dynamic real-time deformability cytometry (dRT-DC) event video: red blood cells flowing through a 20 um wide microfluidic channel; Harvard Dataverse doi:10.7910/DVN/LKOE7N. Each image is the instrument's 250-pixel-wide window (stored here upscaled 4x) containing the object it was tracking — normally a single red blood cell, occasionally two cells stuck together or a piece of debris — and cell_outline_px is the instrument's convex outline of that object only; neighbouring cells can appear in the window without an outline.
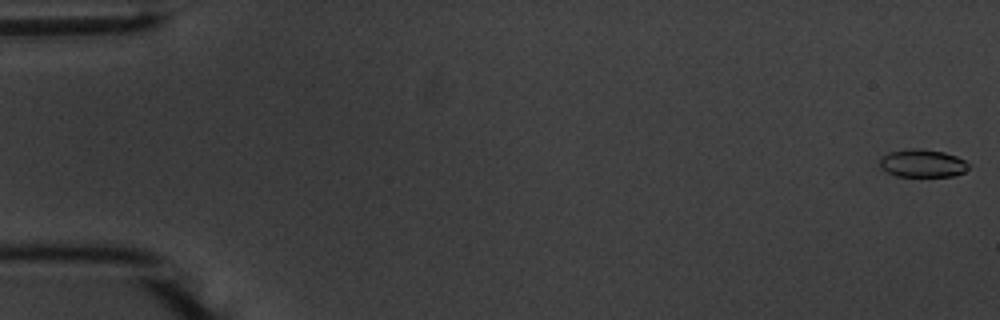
{"species": "common noctule bat (a hibernating species)", "species_latin": "Nyctalus noctula", "temperature_condition": "warm", "stored_images_in_passage": 55, "camera_frame_rate_fps": 3000, "um_per_image_px": 0.085, "animal": {"sex": "male", "body_mass_g": 20.1, "forearm_length_mm": 53.5}, "frame": {"image": 1, "passage_image": 1, "time_ms": 0.0, "image_size_px": [1000, 320], "cell_outline_px": [[968, 168], [964, 172], [956, 176], [896, 176], [880, 168], [880, 156], [888, 152], [908, 148], [920, 148], [944, 152], [956, 156], [964, 160], [968, 164]], "centroid_in_image_um": [78.38, 13.87], "position_along_channel_um": 6.6, "area_um2": 14.57}}
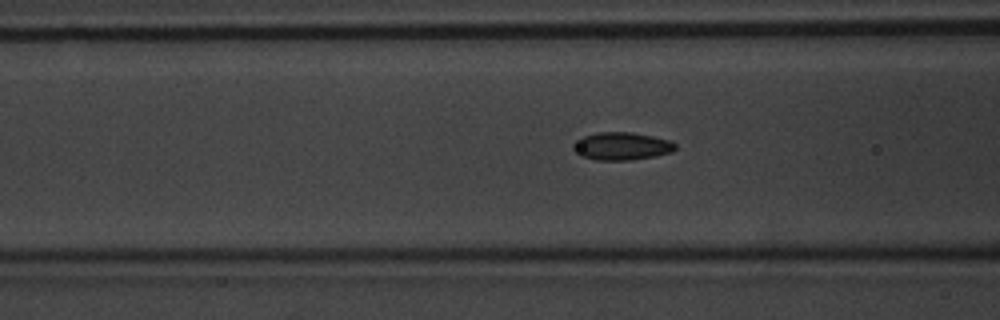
{"frame": {"image": 2, "passage_image": 22, "time_ms": 7.0, "image_size_px": [1000, 320], "cell_outline_px": [[676, 148], [672, 152], [656, 156], [628, 160], [596, 160], [580, 156], [572, 148], [572, 144], [576, 140], [584, 136], [600, 132], [632, 132], [652, 136], [668, 140], [676, 144]], "centroid_in_image_um": [52.82, 12.43], "position_along_channel_um": 113.8, "area_um2": 16.53}}
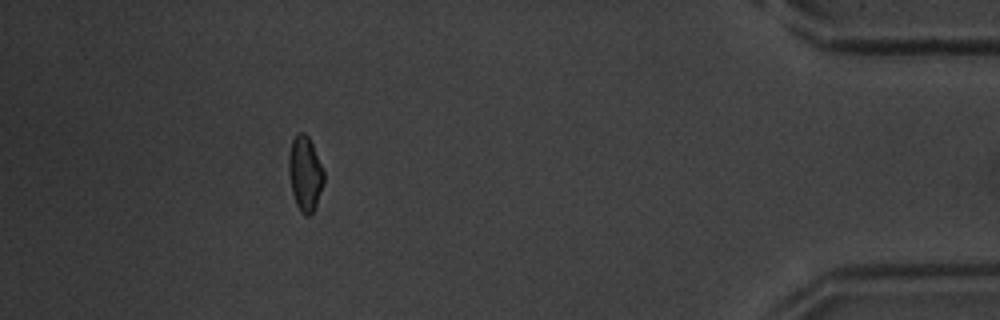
{"frame": {"image": 3, "passage_image": 50, "time_ms": 16.333, "image_size_px": [1000, 320], "cell_outline_px": [[324, 184], [316, 204], [312, 212], [308, 216], [304, 216], [300, 212], [296, 204], [292, 192], [288, 172], [288, 156], [292, 140], [296, 132], [304, 132], [308, 136], [312, 144], [324, 172]], "centroid_in_image_um": [25.91, 14.75], "position_along_channel_um": 409.3, "area_um2": 15.37}, "authors_computed_cell_mechanics": {"area_um2": 15.5482, "velocity_mm_per_s": 3.7257, "shape_relaxation_time_tau1_ms": 3.6698, "shape_relaxation_time_tau2_ms": 1.9255, "deformation_change_tau1": 0.1207, "deformation_change_tau2": 0.0711}}